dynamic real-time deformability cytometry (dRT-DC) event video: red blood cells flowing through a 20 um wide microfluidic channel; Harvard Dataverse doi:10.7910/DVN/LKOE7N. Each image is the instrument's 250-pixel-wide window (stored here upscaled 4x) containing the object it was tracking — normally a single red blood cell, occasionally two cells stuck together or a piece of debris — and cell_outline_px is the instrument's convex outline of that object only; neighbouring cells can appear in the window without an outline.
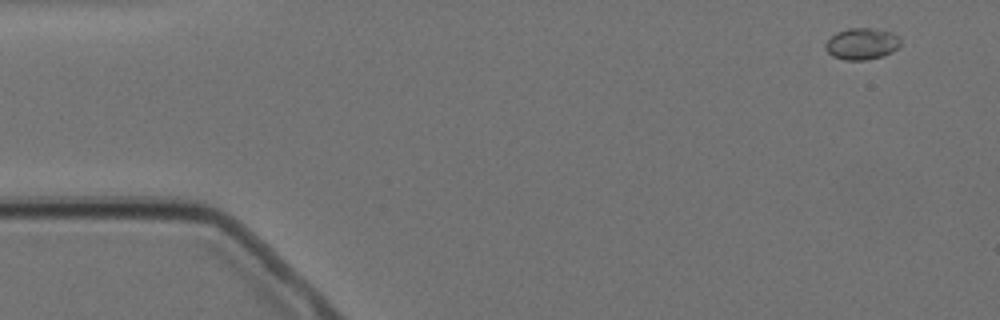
{"species": "Egyptian fruit bat (a non-hibernating species)", "species_latin": "Rousettus aegyptiacus", "temperature_condition": "cold", "stored_images_in_passage": 8, "camera_frame_rate_fps": 3000, "um_per_image_px": 0.085, "animal": {"sex": "female"}, "frame": {"image": 1, "passage_image": 1, "time_ms": 0.0, "image_size_px": [1000, 320], "cell_outline_px": [[900, 44], [892, 52], [884, 56], [864, 60], [844, 60], [832, 56], [824, 48], [824, 44], [836, 32], [848, 28], [872, 28], [892, 32], [900, 40]], "centroid_in_image_um": [73.23, 3.73], "position_along_channel_um": 11.8, "area_um2": 13.81}}
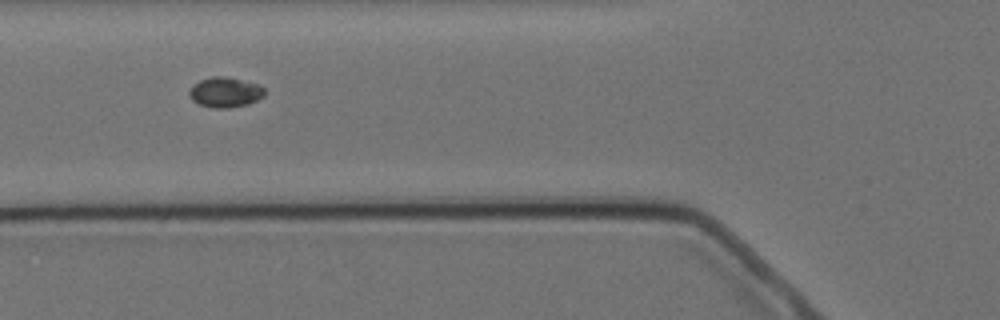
{"frame": {"image": 2, "passage_image": 6, "time_ms": 5.667, "image_size_px": [1000, 320], "cell_outline_px": [[264, 96], [248, 104], [228, 108], [216, 108], [200, 104], [192, 100], [188, 92], [200, 80], [212, 76], [224, 76], [260, 84], [264, 88]], "centroid_in_image_um": [19.17, 7.84], "position_along_channel_um": 106.6, "area_um2": 13.06}}
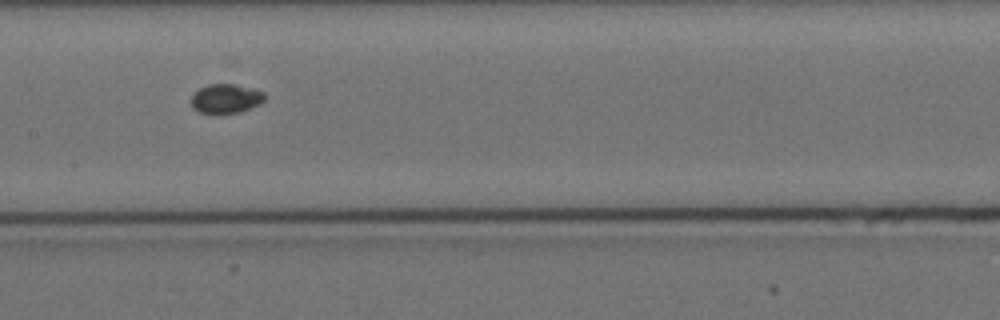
{"frame": {"image": 3, "passage_image": 8, "time_ms": 8.0, "image_size_px": [1000, 320], "cell_outline_px": [[264, 100], [260, 104], [240, 112], [200, 112], [192, 108], [192, 96], [200, 88], [208, 84], [236, 84], [252, 88], [264, 92]], "centroid_in_image_um": [19.22, 8.36], "position_along_channel_um": 188.2, "area_um2": 12.25}}